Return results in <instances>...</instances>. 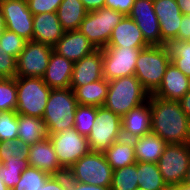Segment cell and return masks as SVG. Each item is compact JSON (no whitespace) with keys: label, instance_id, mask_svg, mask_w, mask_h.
Returning <instances> with one entry per match:
<instances>
[{"label":"cell","instance_id":"6da1fadb","mask_svg":"<svg viewBox=\"0 0 190 190\" xmlns=\"http://www.w3.org/2000/svg\"><path fill=\"white\" fill-rule=\"evenodd\" d=\"M151 132L167 144H184L190 141V118L179 101L149 95Z\"/></svg>","mask_w":190,"mask_h":190},{"label":"cell","instance_id":"7a4b0ae2","mask_svg":"<svg viewBox=\"0 0 190 190\" xmlns=\"http://www.w3.org/2000/svg\"><path fill=\"white\" fill-rule=\"evenodd\" d=\"M170 63V53L166 45L148 46L137 57L134 76L151 95L161 85Z\"/></svg>","mask_w":190,"mask_h":190},{"label":"cell","instance_id":"3957f363","mask_svg":"<svg viewBox=\"0 0 190 190\" xmlns=\"http://www.w3.org/2000/svg\"><path fill=\"white\" fill-rule=\"evenodd\" d=\"M109 90L104 107L121 118L132 108L145 103L149 93L134 76H126L108 81Z\"/></svg>","mask_w":190,"mask_h":190},{"label":"cell","instance_id":"277c9868","mask_svg":"<svg viewBox=\"0 0 190 190\" xmlns=\"http://www.w3.org/2000/svg\"><path fill=\"white\" fill-rule=\"evenodd\" d=\"M78 102L71 88L51 89L43 121L48 135L74 128V118Z\"/></svg>","mask_w":190,"mask_h":190},{"label":"cell","instance_id":"5b68a950","mask_svg":"<svg viewBox=\"0 0 190 190\" xmlns=\"http://www.w3.org/2000/svg\"><path fill=\"white\" fill-rule=\"evenodd\" d=\"M113 172L104 152L90 151L73 164L66 174L72 181L111 187Z\"/></svg>","mask_w":190,"mask_h":190},{"label":"cell","instance_id":"8992f818","mask_svg":"<svg viewBox=\"0 0 190 190\" xmlns=\"http://www.w3.org/2000/svg\"><path fill=\"white\" fill-rule=\"evenodd\" d=\"M17 114L42 118L51 88L40 77H16Z\"/></svg>","mask_w":190,"mask_h":190},{"label":"cell","instance_id":"52a82bcc","mask_svg":"<svg viewBox=\"0 0 190 190\" xmlns=\"http://www.w3.org/2000/svg\"><path fill=\"white\" fill-rule=\"evenodd\" d=\"M124 14L110 8L87 12L79 31L84 34L96 49L107 47L112 30L124 18Z\"/></svg>","mask_w":190,"mask_h":190},{"label":"cell","instance_id":"ba28073f","mask_svg":"<svg viewBox=\"0 0 190 190\" xmlns=\"http://www.w3.org/2000/svg\"><path fill=\"white\" fill-rule=\"evenodd\" d=\"M120 138H122V118L104 106L97 107L95 121L87 137L90 151L105 152Z\"/></svg>","mask_w":190,"mask_h":190},{"label":"cell","instance_id":"9c48e42d","mask_svg":"<svg viewBox=\"0 0 190 190\" xmlns=\"http://www.w3.org/2000/svg\"><path fill=\"white\" fill-rule=\"evenodd\" d=\"M60 165L67 171L84 155L90 152L87 137L80 135L75 128L48 135Z\"/></svg>","mask_w":190,"mask_h":190},{"label":"cell","instance_id":"30bf717a","mask_svg":"<svg viewBox=\"0 0 190 190\" xmlns=\"http://www.w3.org/2000/svg\"><path fill=\"white\" fill-rule=\"evenodd\" d=\"M189 162V143L167 144L165 146L157 165L167 186L184 182Z\"/></svg>","mask_w":190,"mask_h":190},{"label":"cell","instance_id":"8fae6325","mask_svg":"<svg viewBox=\"0 0 190 190\" xmlns=\"http://www.w3.org/2000/svg\"><path fill=\"white\" fill-rule=\"evenodd\" d=\"M146 47H105L103 55V78L107 81L135 74L137 57Z\"/></svg>","mask_w":190,"mask_h":190},{"label":"cell","instance_id":"7c38bea8","mask_svg":"<svg viewBox=\"0 0 190 190\" xmlns=\"http://www.w3.org/2000/svg\"><path fill=\"white\" fill-rule=\"evenodd\" d=\"M53 47L33 40L27 41L16 58V77H40L45 74Z\"/></svg>","mask_w":190,"mask_h":190},{"label":"cell","instance_id":"4fadbf2b","mask_svg":"<svg viewBox=\"0 0 190 190\" xmlns=\"http://www.w3.org/2000/svg\"><path fill=\"white\" fill-rule=\"evenodd\" d=\"M6 29L15 32L25 40H32L33 14L26 0H9L0 3Z\"/></svg>","mask_w":190,"mask_h":190},{"label":"cell","instance_id":"5bb4252c","mask_svg":"<svg viewBox=\"0 0 190 190\" xmlns=\"http://www.w3.org/2000/svg\"><path fill=\"white\" fill-rule=\"evenodd\" d=\"M128 16L137 24L149 46L162 45L160 25L154 11L153 0H135Z\"/></svg>","mask_w":190,"mask_h":190},{"label":"cell","instance_id":"9a60e30c","mask_svg":"<svg viewBox=\"0 0 190 190\" xmlns=\"http://www.w3.org/2000/svg\"><path fill=\"white\" fill-rule=\"evenodd\" d=\"M153 6L160 25L162 45H167L177 38L184 14L176 0H153Z\"/></svg>","mask_w":190,"mask_h":190},{"label":"cell","instance_id":"2e32d148","mask_svg":"<svg viewBox=\"0 0 190 190\" xmlns=\"http://www.w3.org/2000/svg\"><path fill=\"white\" fill-rule=\"evenodd\" d=\"M28 164L49 175H61L66 170L60 165L49 137L29 146Z\"/></svg>","mask_w":190,"mask_h":190},{"label":"cell","instance_id":"e0dca14e","mask_svg":"<svg viewBox=\"0 0 190 190\" xmlns=\"http://www.w3.org/2000/svg\"><path fill=\"white\" fill-rule=\"evenodd\" d=\"M96 50L95 46L79 30L65 31L53 46V51L73 63Z\"/></svg>","mask_w":190,"mask_h":190},{"label":"cell","instance_id":"ac0fdd59","mask_svg":"<svg viewBox=\"0 0 190 190\" xmlns=\"http://www.w3.org/2000/svg\"><path fill=\"white\" fill-rule=\"evenodd\" d=\"M103 79L102 49H96L73 65L70 86H84Z\"/></svg>","mask_w":190,"mask_h":190},{"label":"cell","instance_id":"d6986e66","mask_svg":"<svg viewBox=\"0 0 190 190\" xmlns=\"http://www.w3.org/2000/svg\"><path fill=\"white\" fill-rule=\"evenodd\" d=\"M151 132V108L149 98L132 108L122 117V137L134 139Z\"/></svg>","mask_w":190,"mask_h":190},{"label":"cell","instance_id":"ffe728a7","mask_svg":"<svg viewBox=\"0 0 190 190\" xmlns=\"http://www.w3.org/2000/svg\"><path fill=\"white\" fill-rule=\"evenodd\" d=\"M64 33L56 12L33 15V41L53 47Z\"/></svg>","mask_w":190,"mask_h":190},{"label":"cell","instance_id":"44dd1931","mask_svg":"<svg viewBox=\"0 0 190 190\" xmlns=\"http://www.w3.org/2000/svg\"><path fill=\"white\" fill-rule=\"evenodd\" d=\"M188 80L189 77L171 62L166 69L161 85L152 95L179 101L188 92Z\"/></svg>","mask_w":190,"mask_h":190},{"label":"cell","instance_id":"7402d4cb","mask_svg":"<svg viewBox=\"0 0 190 190\" xmlns=\"http://www.w3.org/2000/svg\"><path fill=\"white\" fill-rule=\"evenodd\" d=\"M73 65L72 61L52 51L42 79L51 89L70 88Z\"/></svg>","mask_w":190,"mask_h":190},{"label":"cell","instance_id":"603a6c76","mask_svg":"<svg viewBox=\"0 0 190 190\" xmlns=\"http://www.w3.org/2000/svg\"><path fill=\"white\" fill-rule=\"evenodd\" d=\"M141 30L128 15L112 30L107 47H148Z\"/></svg>","mask_w":190,"mask_h":190},{"label":"cell","instance_id":"cb8c5ba5","mask_svg":"<svg viewBox=\"0 0 190 190\" xmlns=\"http://www.w3.org/2000/svg\"><path fill=\"white\" fill-rule=\"evenodd\" d=\"M132 141L135 148L136 162L157 163L167 145L163 139L153 132L134 138Z\"/></svg>","mask_w":190,"mask_h":190},{"label":"cell","instance_id":"d4e9b609","mask_svg":"<svg viewBox=\"0 0 190 190\" xmlns=\"http://www.w3.org/2000/svg\"><path fill=\"white\" fill-rule=\"evenodd\" d=\"M70 88L74 91L78 104L100 107L106 101L109 83L103 78L84 86H70Z\"/></svg>","mask_w":190,"mask_h":190},{"label":"cell","instance_id":"484cf974","mask_svg":"<svg viewBox=\"0 0 190 190\" xmlns=\"http://www.w3.org/2000/svg\"><path fill=\"white\" fill-rule=\"evenodd\" d=\"M48 137L45 122L42 118L18 114V140L28 146Z\"/></svg>","mask_w":190,"mask_h":190},{"label":"cell","instance_id":"4316f807","mask_svg":"<svg viewBox=\"0 0 190 190\" xmlns=\"http://www.w3.org/2000/svg\"><path fill=\"white\" fill-rule=\"evenodd\" d=\"M104 154L113 170L136 163L135 148L132 139L120 138Z\"/></svg>","mask_w":190,"mask_h":190},{"label":"cell","instance_id":"83f0119b","mask_svg":"<svg viewBox=\"0 0 190 190\" xmlns=\"http://www.w3.org/2000/svg\"><path fill=\"white\" fill-rule=\"evenodd\" d=\"M87 12L81 0H63L56 11L65 31L78 30Z\"/></svg>","mask_w":190,"mask_h":190},{"label":"cell","instance_id":"f1b7e54d","mask_svg":"<svg viewBox=\"0 0 190 190\" xmlns=\"http://www.w3.org/2000/svg\"><path fill=\"white\" fill-rule=\"evenodd\" d=\"M139 187L146 190H167L157 163L137 162Z\"/></svg>","mask_w":190,"mask_h":190},{"label":"cell","instance_id":"f546056e","mask_svg":"<svg viewBox=\"0 0 190 190\" xmlns=\"http://www.w3.org/2000/svg\"><path fill=\"white\" fill-rule=\"evenodd\" d=\"M166 46L169 49L171 62L190 77V40H172Z\"/></svg>","mask_w":190,"mask_h":190},{"label":"cell","instance_id":"4dcf8cb0","mask_svg":"<svg viewBox=\"0 0 190 190\" xmlns=\"http://www.w3.org/2000/svg\"><path fill=\"white\" fill-rule=\"evenodd\" d=\"M137 162L114 170L111 190H135L138 185Z\"/></svg>","mask_w":190,"mask_h":190},{"label":"cell","instance_id":"1f68e13d","mask_svg":"<svg viewBox=\"0 0 190 190\" xmlns=\"http://www.w3.org/2000/svg\"><path fill=\"white\" fill-rule=\"evenodd\" d=\"M50 176L43 170L29 166L22 172L20 181L11 190H40Z\"/></svg>","mask_w":190,"mask_h":190},{"label":"cell","instance_id":"d6a6232c","mask_svg":"<svg viewBox=\"0 0 190 190\" xmlns=\"http://www.w3.org/2000/svg\"><path fill=\"white\" fill-rule=\"evenodd\" d=\"M29 146L17 140L0 141V163L28 160Z\"/></svg>","mask_w":190,"mask_h":190},{"label":"cell","instance_id":"836d02e7","mask_svg":"<svg viewBox=\"0 0 190 190\" xmlns=\"http://www.w3.org/2000/svg\"><path fill=\"white\" fill-rule=\"evenodd\" d=\"M96 114L97 107L78 104L74 118L75 130L80 135L88 137L95 121Z\"/></svg>","mask_w":190,"mask_h":190},{"label":"cell","instance_id":"e575fe53","mask_svg":"<svg viewBox=\"0 0 190 190\" xmlns=\"http://www.w3.org/2000/svg\"><path fill=\"white\" fill-rule=\"evenodd\" d=\"M17 87L15 78H0V112L15 111Z\"/></svg>","mask_w":190,"mask_h":190},{"label":"cell","instance_id":"d590c367","mask_svg":"<svg viewBox=\"0 0 190 190\" xmlns=\"http://www.w3.org/2000/svg\"><path fill=\"white\" fill-rule=\"evenodd\" d=\"M27 167H29L28 160L2 162L0 163L1 180L11 190L20 181L21 174Z\"/></svg>","mask_w":190,"mask_h":190},{"label":"cell","instance_id":"8d00e7d4","mask_svg":"<svg viewBox=\"0 0 190 190\" xmlns=\"http://www.w3.org/2000/svg\"><path fill=\"white\" fill-rule=\"evenodd\" d=\"M18 138V114L16 111L0 112V141Z\"/></svg>","mask_w":190,"mask_h":190},{"label":"cell","instance_id":"74e56055","mask_svg":"<svg viewBox=\"0 0 190 190\" xmlns=\"http://www.w3.org/2000/svg\"><path fill=\"white\" fill-rule=\"evenodd\" d=\"M27 40L18 36L15 32H11L5 29L0 35V47L3 48L6 53L17 58L23 51Z\"/></svg>","mask_w":190,"mask_h":190},{"label":"cell","instance_id":"f35d334b","mask_svg":"<svg viewBox=\"0 0 190 190\" xmlns=\"http://www.w3.org/2000/svg\"><path fill=\"white\" fill-rule=\"evenodd\" d=\"M28 9L33 15L44 12L53 13L59 8L63 0H26Z\"/></svg>","mask_w":190,"mask_h":190},{"label":"cell","instance_id":"ab89813d","mask_svg":"<svg viewBox=\"0 0 190 190\" xmlns=\"http://www.w3.org/2000/svg\"><path fill=\"white\" fill-rule=\"evenodd\" d=\"M16 77V58L0 47V78Z\"/></svg>","mask_w":190,"mask_h":190},{"label":"cell","instance_id":"60d3db41","mask_svg":"<svg viewBox=\"0 0 190 190\" xmlns=\"http://www.w3.org/2000/svg\"><path fill=\"white\" fill-rule=\"evenodd\" d=\"M40 190H68V175H51Z\"/></svg>","mask_w":190,"mask_h":190},{"label":"cell","instance_id":"b9f144b4","mask_svg":"<svg viewBox=\"0 0 190 190\" xmlns=\"http://www.w3.org/2000/svg\"><path fill=\"white\" fill-rule=\"evenodd\" d=\"M134 1L135 0H105L104 7L128 15L133 7Z\"/></svg>","mask_w":190,"mask_h":190},{"label":"cell","instance_id":"7bdbcfd3","mask_svg":"<svg viewBox=\"0 0 190 190\" xmlns=\"http://www.w3.org/2000/svg\"><path fill=\"white\" fill-rule=\"evenodd\" d=\"M176 41H188L190 40V15H184L180 27L178 36L175 39Z\"/></svg>","mask_w":190,"mask_h":190},{"label":"cell","instance_id":"ee69618b","mask_svg":"<svg viewBox=\"0 0 190 190\" xmlns=\"http://www.w3.org/2000/svg\"><path fill=\"white\" fill-rule=\"evenodd\" d=\"M68 190H111L110 187H102L96 185H90L88 183H80L72 181L68 178Z\"/></svg>","mask_w":190,"mask_h":190},{"label":"cell","instance_id":"f6af8a7d","mask_svg":"<svg viewBox=\"0 0 190 190\" xmlns=\"http://www.w3.org/2000/svg\"><path fill=\"white\" fill-rule=\"evenodd\" d=\"M81 2L88 12L101 9L105 6V0H81Z\"/></svg>","mask_w":190,"mask_h":190},{"label":"cell","instance_id":"bcb514c9","mask_svg":"<svg viewBox=\"0 0 190 190\" xmlns=\"http://www.w3.org/2000/svg\"><path fill=\"white\" fill-rule=\"evenodd\" d=\"M182 110L190 118V92L188 91L180 100Z\"/></svg>","mask_w":190,"mask_h":190},{"label":"cell","instance_id":"7dc6e473","mask_svg":"<svg viewBox=\"0 0 190 190\" xmlns=\"http://www.w3.org/2000/svg\"><path fill=\"white\" fill-rule=\"evenodd\" d=\"M176 3L184 15H190V0H176Z\"/></svg>","mask_w":190,"mask_h":190},{"label":"cell","instance_id":"c3c4849f","mask_svg":"<svg viewBox=\"0 0 190 190\" xmlns=\"http://www.w3.org/2000/svg\"><path fill=\"white\" fill-rule=\"evenodd\" d=\"M167 190H190V184L182 182L180 184L168 185Z\"/></svg>","mask_w":190,"mask_h":190},{"label":"cell","instance_id":"681fc988","mask_svg":"<svg viewBox=\"0 0 190 190\" xmlns=\"http://www.w3.org/2000/svg\"><path fill=\"white\" fill-rule=\"evenodd\" d=\"M6 29L5 20L2 14V10L0 8V35Z\"/></svg>","mask_w":190,"mask_h":190},{"label":"cell","instance_id":"f907efd6","mask_svg":"<svg viewBox=\"0 0 190 190\" xmlns=\"http://www.w3.org/2000/svg\"><path fill=\"white\" fill-rule=\"evenodd\" d=\"M184 182L190 184V162Z\"/></svg>","mask_w":190,"mask_h":190},{"label":"cell","instance_id":"816d5d0a","mask_svg":"<svg viewBox=\"0 0 190 190\" xmlns=\"http://www.w3.org/2000/svg\"><path fill=\"white\" fill-rule=\"evenodd\" d=\"M0 190H10V189L5 185V183L1 180V177H0Z\"/></svg>","mask_w":190,"mask_h":190},{"label":"cell","instance_id":"f5cc1de1","mask_svg":"<svg viewBox=\"0 0 190 190\" xmlns=\"http://www.w3.org/2000/svg\"><path fill=\"white\" fill-rule=\"evenodd\" d=\"M188 85H189L188 91L190 92V77H189V80H188Z\"/></svg>","mask_w":190,"mask_h":190},{"label":"cell","instance_id":"db71d44e","mask_svg":"<svg viewBox=\"0 0 190 190\" xmlns=\"http://www.w3.org/2000/svg\"><path fill=\"white\" fill-rule=\"evenodd\" d=\"M135 190H146V189H143L141 187H137Z\"/></svg>","mask_w":190,"mask_h":190}]
</instances>
